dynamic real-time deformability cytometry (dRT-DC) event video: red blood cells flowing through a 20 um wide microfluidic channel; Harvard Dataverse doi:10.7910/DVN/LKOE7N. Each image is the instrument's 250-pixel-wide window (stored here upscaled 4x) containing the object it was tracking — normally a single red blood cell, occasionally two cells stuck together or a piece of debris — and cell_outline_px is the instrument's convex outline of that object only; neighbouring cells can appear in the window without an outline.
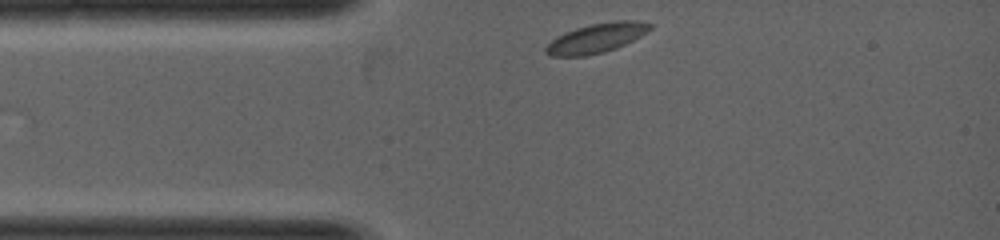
{"species": "common noctule bat (a hibernating species)", "species_latin": "Nyctalus noctula", "temperature_condition": "warm", "stored_images_in_passage": 12, "camera_frame_rate_fps": 5000, "um_per_image_px": 0.085, "animal": {"sex": "female", "body_mass_g": 19.0, "forearm_length_mm": 53.3}, "frame": {"image": 1, "passage_image": 1, "time_ms": 0.0, "image_size_px": [1000, 240], "cell_outline_px": [[652, 28], [648, 32], [616, 48], [604, 52], [584, 56], [548, 56], [544, 52], [544, 48], [556, 36], [564, 32], [576, 28], [592, 24], [616, 20], [636, 20], [652, 24]], "centroid_in_image_um": [50.68, 3.24], "position_along_channel_um": 34.3, "area_um2": 17.92}}
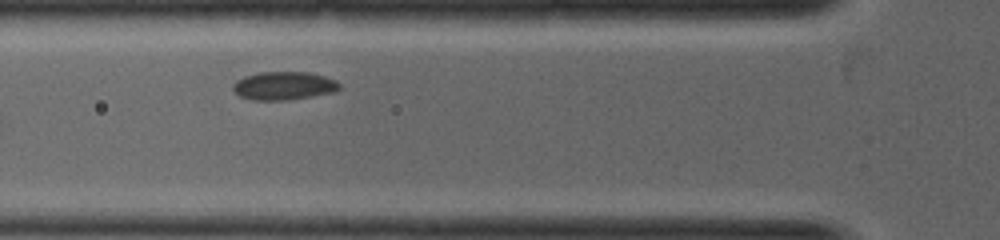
{"frame": {"image": 2, "passage_image": 6, "time_ms": 1.0, "image_size_px": [1000, 240], "cell_outline_px": [[340, 88], [336, 92], [288, 100], [252, 100], [240, 96], [232, 92], [232, 84], [236, 80], [244, 76], [260, 72], [308, 72], [324, 76], [336, 80], [340, 84]], "centroid_in_image_um": [24.1, 7.29], "position_along_channel_um": 101.7, "area_um2": 17.74}}
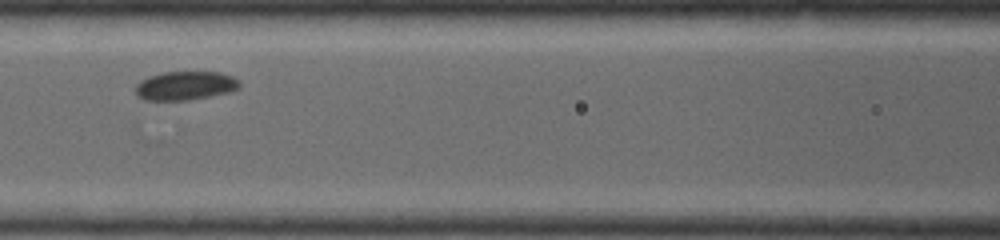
{"frame": {"image": 3, "passage_image": 9, "time_ms": 1.6, "image_size_px": [1000, 240], "cell_outline_px": [[240, 88], [232, 92], [188, 100], [144, 100], [136, 96], [136, 84], [140, 80], [148, 76], [164, 72], [220, 72], [232, 76], [240, 80]], "centroid_in_image_um": [15.76, 7.28], "position_along_channel_um": 150.8, "area_um2": 17.69}}